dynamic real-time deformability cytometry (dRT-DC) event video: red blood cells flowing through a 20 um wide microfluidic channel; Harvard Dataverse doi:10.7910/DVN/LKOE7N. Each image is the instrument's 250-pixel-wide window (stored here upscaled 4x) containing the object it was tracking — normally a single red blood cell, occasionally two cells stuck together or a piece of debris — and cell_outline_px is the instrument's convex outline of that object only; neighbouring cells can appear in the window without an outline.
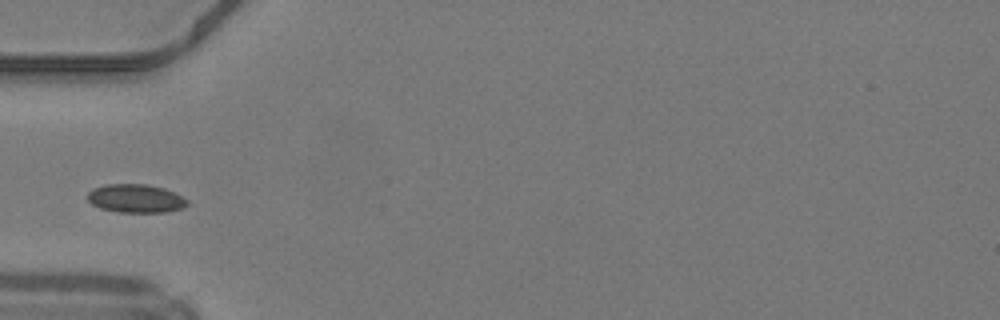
{"species": "common noctule bat (a hibernating species)", "species_latin": "Nyctalus noctula", "temperature_condition": "warm", "stored_images_in_passage": 28, "camera_frame_rate_fps": 3000, "um_per_image_px": 0.085, "animal": {"sex": "male", "body_mass_g": 19.2, "forearm_length_mm": 51.8}, "frame": {"image": 1, "passage_image": 1, "time_ms": 0.0, "image_size_px": [1000, 320], "cell_outline_px": [[188, 204], [184, 208], [164, 212], [116, 212], [100, 208], [92, 204], [88, 200], [88, 192], [92, 188], [104, 184], [148, 184], [164, 188], [176, 192], [188, 200]], "centroid_in_image_um": [11.55, 16.86], "position_along_channel_um": 73.5, "area_um2": 16.76}}